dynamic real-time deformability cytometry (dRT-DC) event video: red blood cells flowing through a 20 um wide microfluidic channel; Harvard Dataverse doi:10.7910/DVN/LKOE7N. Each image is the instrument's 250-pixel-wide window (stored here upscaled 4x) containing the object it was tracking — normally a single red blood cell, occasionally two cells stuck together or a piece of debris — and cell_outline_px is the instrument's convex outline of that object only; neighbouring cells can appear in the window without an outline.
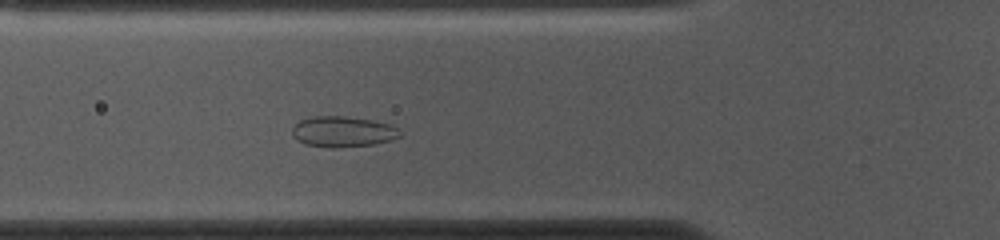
{"species": "common noctule bat (a hibernating species)", "species_latin": "Nyctalus noctula", "temperature_condition": "cold", "stored_images_in_passage": 52, "camera_frame_rate_fps": 3000, "um_per_image_px": 0.085, "animal": {"sex": "female", "body_mass_g": 10.0, "forearm_length_mm": 53.1}, "frame": {"image": 1, "passage_image": 16, "time_ms": 5.0, "image_size_px": [1000, 240], "cell_outline_px": [[400, 136], [376, 144], [336, 148], [332, 148], [304, 144], [296, 140], [292, 136], [292, 128], [300, 120], [312, 116], [344, 116], [372, 120], [392, 124], [400, 128]], "centroid_in_image_um": [29.13, 11.19], "position_along_channel_um": 96.7, "area_um2": 19.48}}
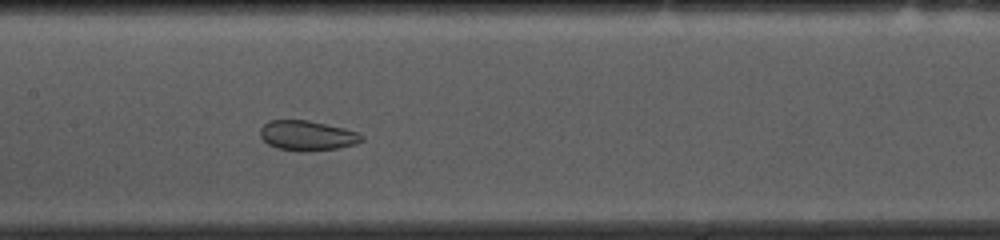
{"frame": {"image": 2, "passage_image": 23, "time_ms": 7.333, "image_size_px": [1000, 240], "cell_outline_px": [[364, 140], [356, 144], [336, 148], [308, 152], [300, 152], [276, 148], [268, 144], [260, 136], [260, 128], [268, 120], [308, 120], [344, 128], [356, 132], [364, 136]], "centroid_in_image_um": [26.1, 11.53], "position_along_channel_um": 181.3, "area_um2": 17.86}}
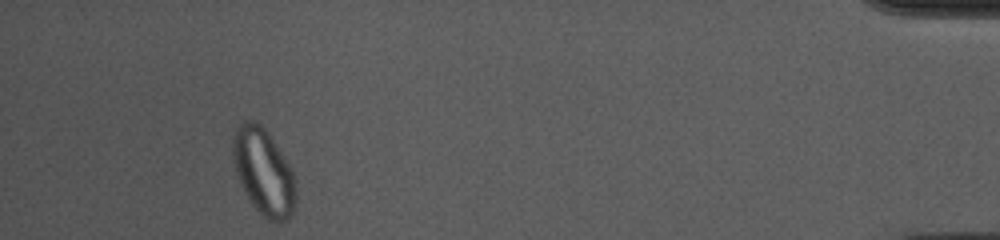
{"frame": {"image": 3, "passage_image": 48, "time_ms": 15.667, "image_size_px": [1000, 240], "cell_outline_px": [[296, 196], [292, 216], [288, 220], [268, 220], [252, 204], [240, 184], [236, 172], [232, 156], [232, 136], [236, 128], [244, 120], [256, 120], [268, 132], [288, 164], [296, 180]], "centroid_in_image_um": [22.39, 14.58], "position_along_channel_um": 412.8, "area_um2": 31.62}}